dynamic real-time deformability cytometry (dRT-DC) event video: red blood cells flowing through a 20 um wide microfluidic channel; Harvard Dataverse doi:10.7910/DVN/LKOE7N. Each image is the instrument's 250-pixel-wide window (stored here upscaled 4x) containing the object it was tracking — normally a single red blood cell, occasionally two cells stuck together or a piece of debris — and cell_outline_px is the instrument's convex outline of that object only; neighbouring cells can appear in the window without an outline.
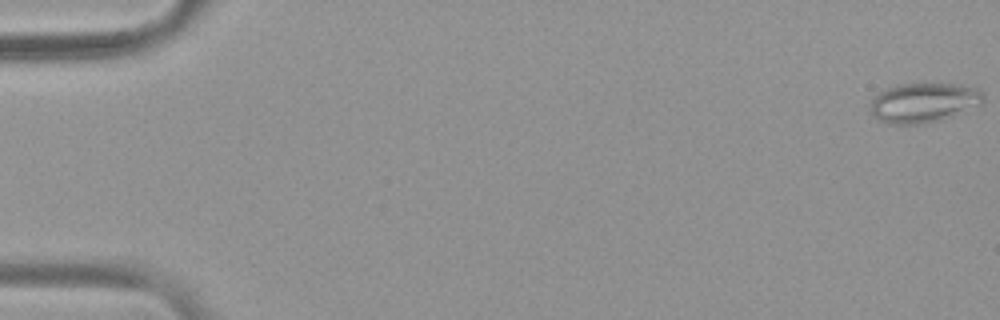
{"species": "common noctule bat (a hibernating species)", "species_latin": "Nyctalus noctula", "temperature_condition": "warm", "stored_images_in_passage": 29, "camera_frame_rate_fps": 3000, "um_per_image_px": 0.085, "animal": {"sex": "female", "body_mass_g": 19.9}, "frame": {"image": 1, "passage_image": 1, "time_ms": 0.0, "image_size_px": [1000, 320], "cell_outline_px": [[984, 104], [952, 116], [940, 120], [920, 124], [888, 124], [872, 116], [872, 96], [896, 84], [920, 80], [964, 84], [980, 88], [984, 92]], "centroid_in_image_um": [78.58, 8.65], "position_along_channel_um": 6.4, "area_um2": 27.4}}
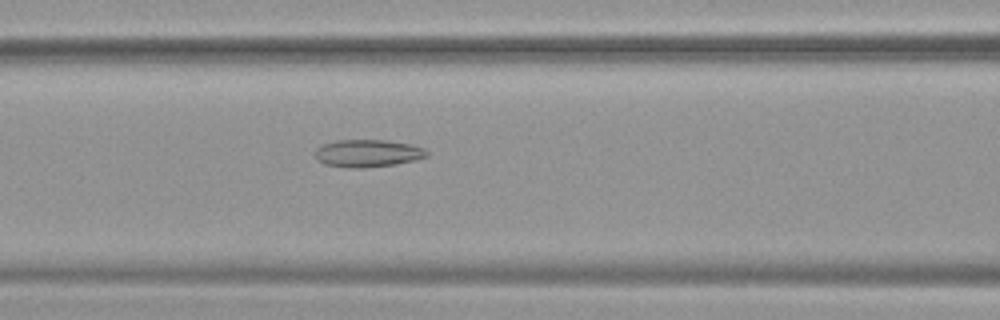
{"frame": {"image": 2, "passage_image": 24, "time_ms": 7.667, "image_size_px": [1000, 320], "cell_outline_px": [[428, 156], [416, 160], [396, 164], [364, 168], [348, 168], [324, 164], [316, 156], [316, 148], [320, 144], [336, 140], [388, 140], [412, 144], [424, 148], [428, 152]], "centroid_in_image_um": [31.28, 13.02], "position_along_channel_um": 135.3, "area_um2": 18.09}}
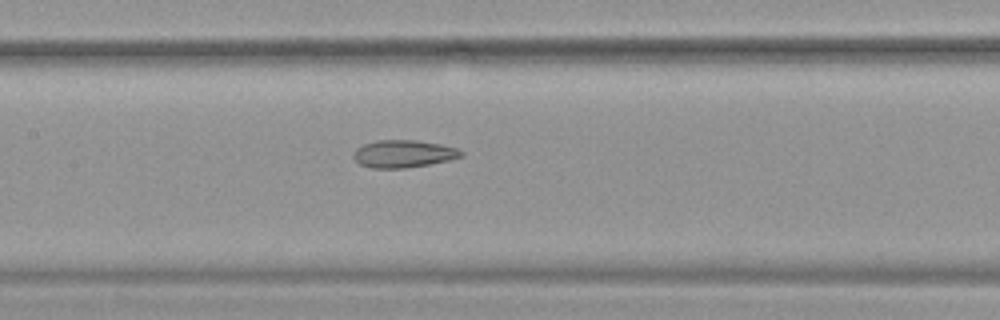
{"frame": {"image": 3, "passage_image": 27, "time_ms": 8.667, "image_size_px": [1000, 320], "cell_outline_px": [[464, 156], [448, 160], [428, 164], [404, 168], [372, 168], [360, 164], [352, 156], [356, 148], [364, 144], [376, 140], [416, 140], [440, 144], [456, 148], [464, 152]], "centroid_in_image_um": [34.29, 13.07], "position_along_channel_um": 173.1, "area_um2": 17.17}}